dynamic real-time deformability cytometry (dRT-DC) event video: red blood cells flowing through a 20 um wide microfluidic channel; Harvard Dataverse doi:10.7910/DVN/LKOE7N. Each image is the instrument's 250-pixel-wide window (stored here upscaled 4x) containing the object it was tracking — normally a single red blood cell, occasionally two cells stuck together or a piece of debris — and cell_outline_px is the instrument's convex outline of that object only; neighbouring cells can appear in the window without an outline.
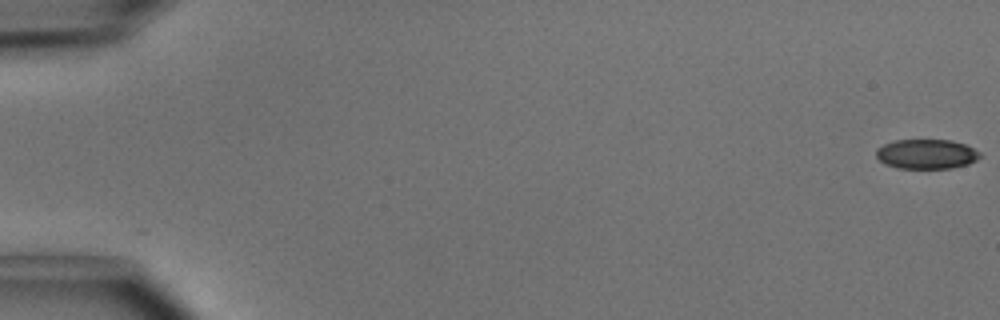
{"species": "common noctule bat (a hibernating species)", "species_latin": "Nyctalus noctula", "temperature_condition": "cold", "stored_images_in_passage": 51, "camera_frame_rate_fps": 3000, "um_per_image_px": 0.085, "animal": {"sex": "male", "body_mass_g": 15.6}, "frame": {"image": 1, "passage_image": 1, "time_ms": 0.0, "image_size_px": [1000, 320], "cell_outline_px": [[980, 156], [976, 160], [968, 164], [952, 168], [900, 168], [884, 164], [876, 156], [876, 148], [884, 144], [896, 140], [952, 140], [964, 144], [980, 152]], "centroid_in_image_um": [78.74, 13.09], "position_along_channel_um": 6.3, "area_um2": 17.86}}
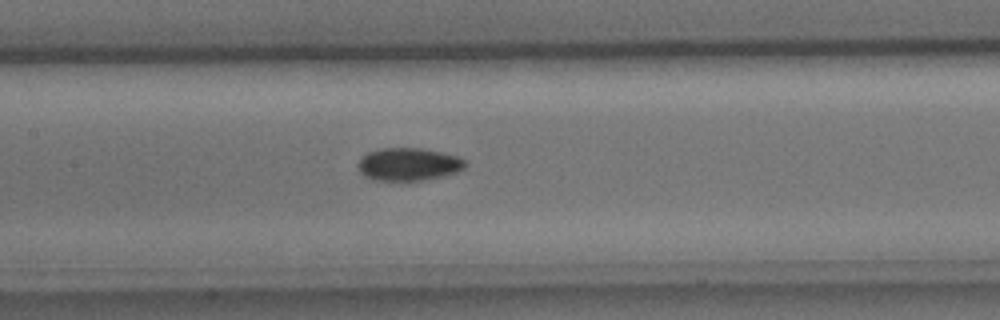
{"frame": {"image": 2, "passage_image": 25, "time_ms": 8.0, "image_size_px": [1000, 320], "cell_outline_px": [[468, 164], [464, 168], [456, 172], [444, 176], [424, 180], [372, 180], [364, 176], [360, 172], [356, 164], [368, 152], [380, 148], [424, 148], [460, 156], [468, 160]], "centroid_in_image_um": [34.77, 13.95], "position_along_channel_um": 172.6, "area_um2": 20.81}}
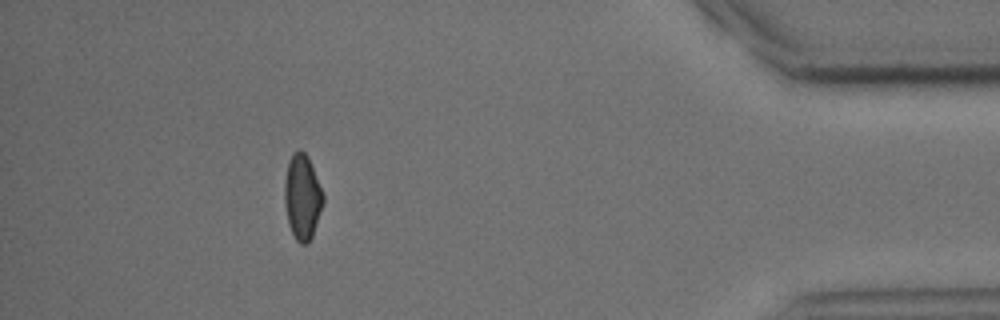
{"frame": {"image": 3, "passage_image": 46, "time_ms": 15.0, "image_size_px": [1000, 320], "cell_outline_px": [[324, 204], [312, 236], [308, 244], [300, 244], [296, 240], [288, 224], [284, 204], [284, 180], [288, 160], [292, 152], [300, 148], [308, 156], [324, 196]], "centroid_in_image_um": [25.68, 16.73], "position_along_channel_um": 409.5, "area_um2": 19.48}, "authors_computed_cell_mechanics": {"area_um2": 19.652, "velocity_mm_per_s": 4.0674, "shape_relaxation_time_tau1_ms": 4.1752, "shape_relaxation_time_tau2_ms": null, "deformation_change_tau1": 0.0969, "deformation_change_tau2": null}}